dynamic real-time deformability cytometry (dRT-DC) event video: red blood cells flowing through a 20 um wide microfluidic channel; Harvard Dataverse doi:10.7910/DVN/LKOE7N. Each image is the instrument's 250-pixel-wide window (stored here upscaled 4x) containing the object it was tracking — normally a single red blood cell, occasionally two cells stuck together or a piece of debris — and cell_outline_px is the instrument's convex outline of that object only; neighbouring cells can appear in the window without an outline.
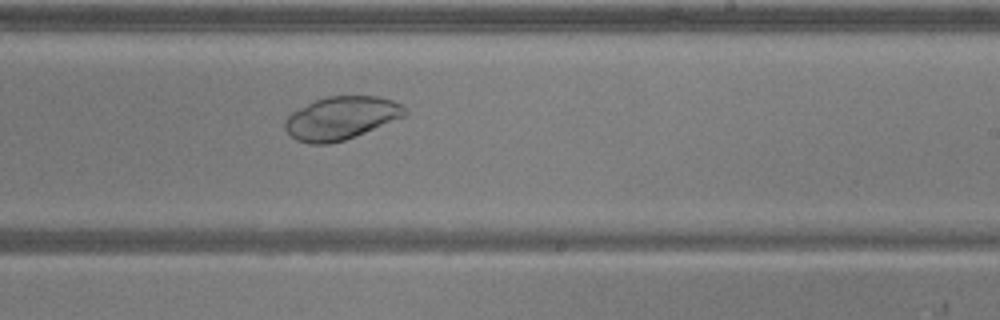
{"species": "common noctule bat (a hibernating species)", "species_latin": "Nyctalus noctula", "temperature_condition": "warm", "stored_images_in_passage": 37, "camera_frame_rate_fps": 3000, "um_per_image_px": 0.085, "animal": {"sex": "male", "body_mass_g": 20.5, "forearm_length_mm": 52.5}, "frame": {"image": 1, "passage_image": 16, "time_ms": 5.0, "image_size_px": [1000, 320], "cell_outline_px": [[408, 112], [404, 116], [344, 140], [328, 144], [308, 144], [296, 140], [284, 128], [284, 120], [292, 112], [312, 100], [328, 96], [376, 96], [392, 100], [408, 108]], "centroid_in_image_um": [28.96, 10.02], "position_along_channel_um": 260.0, "area_um2": 29.94}}